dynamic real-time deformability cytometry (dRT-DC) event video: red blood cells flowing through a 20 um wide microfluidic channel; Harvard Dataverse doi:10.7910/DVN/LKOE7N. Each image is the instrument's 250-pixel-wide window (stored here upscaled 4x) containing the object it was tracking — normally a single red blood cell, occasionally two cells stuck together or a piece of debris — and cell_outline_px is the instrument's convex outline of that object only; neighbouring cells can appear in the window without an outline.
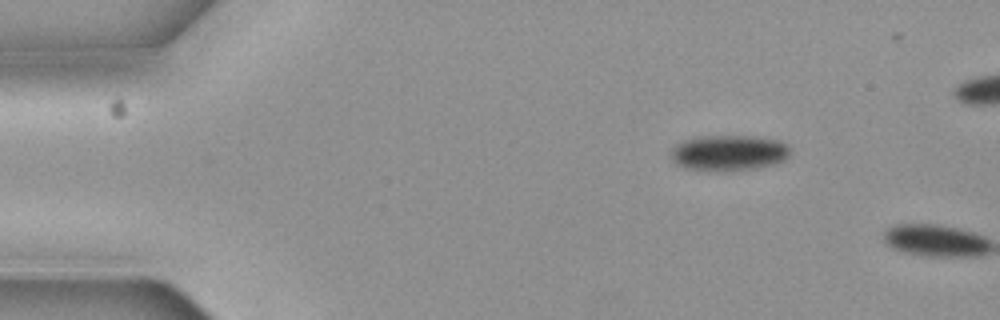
{"species": "common noctule bat (a hibernating species)", "species_latin": "Nyctalus noctula", "temperature_condition": "cold", "stored_images_in_passage": 2, "camera_frame_rate_fps": 3000, "um_per_image_px": 0.085, "animal": {"sex": "female", "body_mass_g": 19.3, "forearm_length_mm": 54.1}, "frame": {"image": 1, "passage_image": 1, "time_ms": 0.0, "image_size_px": [1000, 320], "cell_outline_px": [[788, 156], [784, 160], [772, 164], [756, 168], [684, 168], [676, 164], [668, 156], [668, 152], [676, 144], [684, 140], [704, 136], [752, 136], [776, 140], [788, 144]], "centroid_in_image_um": [61.9, 12.94], "position_along_channel_um": 23.1, "area_um2": 23.93}}